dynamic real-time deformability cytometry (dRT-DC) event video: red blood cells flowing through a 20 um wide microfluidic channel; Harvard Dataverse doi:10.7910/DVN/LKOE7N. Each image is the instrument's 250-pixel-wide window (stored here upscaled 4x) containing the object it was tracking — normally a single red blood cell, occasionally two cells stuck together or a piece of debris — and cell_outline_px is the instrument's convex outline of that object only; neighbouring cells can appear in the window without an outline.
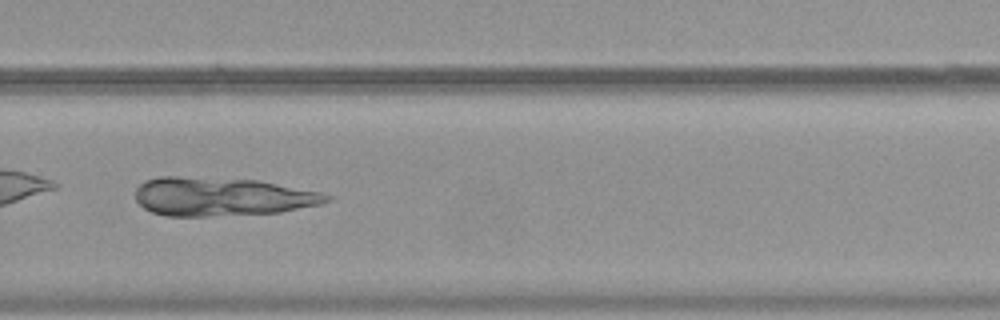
{"species": "common noctule bat (a hibernating species)", "species_latin": "Nyctalus noctula", "temperature_condition": "warm", "stored_images_in_passage": 34, "camera_frame_rate_fps": 3000, "um_per_image_px": 0.085, "animal": {"sex": "female", "body_mass_g": 19.9}, "frame": {"image": 1, "passage_image": 20, "time_ms": 6.333, "image_size_px": [1000, 320], "cell_outline_px": [[332, 200], [320, 204], [280, 212], [208, 216], [168, 216], [152, 212], [144, 208], [136, 200], [136, 188], [144, 180], [160, 176], [176, 176], [256, 180], [320, 192], [332, 196]], "centroid_in_image_um": [18.82, 16.71], "position_along_channel_um": 311.0, "area_um2": 42.77}}